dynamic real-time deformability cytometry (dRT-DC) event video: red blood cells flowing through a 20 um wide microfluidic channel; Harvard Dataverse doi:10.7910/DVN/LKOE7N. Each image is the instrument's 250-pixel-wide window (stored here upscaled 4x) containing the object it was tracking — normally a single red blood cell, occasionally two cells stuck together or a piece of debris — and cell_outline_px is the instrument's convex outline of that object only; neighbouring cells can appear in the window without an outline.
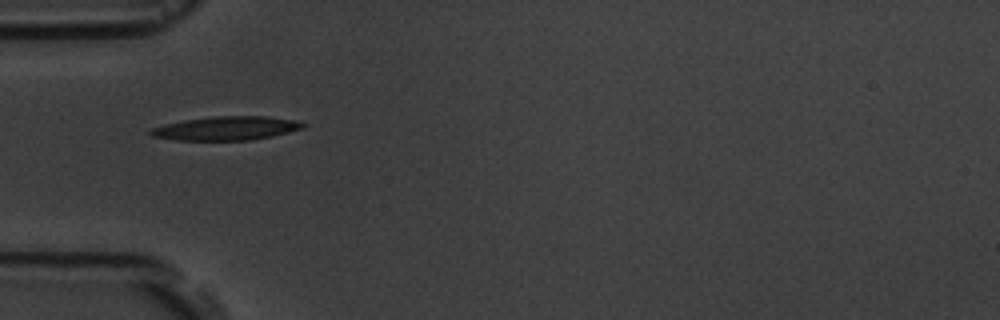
{"species": "common noctule bat (a hibernating species)", "species_latin": "Nyctalus noctula", "temperature_condition": "room temperature", "stored_images_in_passage": 12, "camera_frame_rate_fps": 3000, "um_per_image_px": 0.085, "animal": {"sex": "male", "body_mass_g": 19.5, "forearm_length_mm": 54.6}, "frame": {"image": 1, "passage_image": 1, "time_ms": 0.0, "image_size_px": [1000, 320], "cell_outline_px": [[308, 124], [304, 128], [272, 136], [252, 140], [176, 140], [152, 136], [148, 132], [152, 128], [164, 124], [184, 120], [212, 116], [268, 116], [296, 120]], "centroid_in_image_um": [19.26, 10.9], "position_along_channel_um": 65.7, "area_um2": 21.21}}
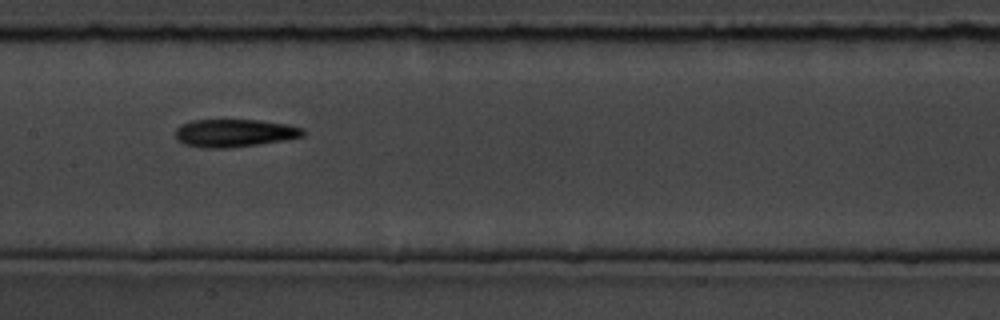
{"frame": {"image": 2, "passage_image": 4, "time_ms": 3.333, "image_size_px": [1000, 320], "cell_outline_px": [[304, 136], [284, 140], [228, 148], [200, 148], [184, 144], [176, 140], [176, 128], [180, 124], [192, 120], [260, 120], [284, 124], [304, 128]], "centroid_in_image_um": [19.88, 11.31], "position_along_channel_um": 187.5, "area_um2": 20.69}}
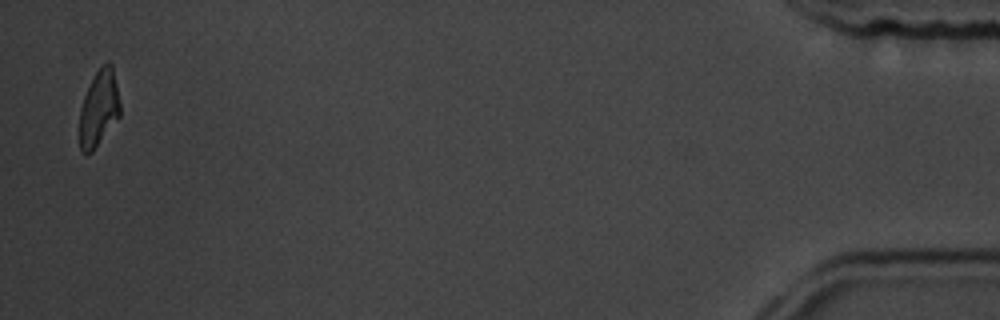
{"frame": {"image": 3, "passage_image": 12, "time_ms": 12.333, "image_size_px": [1000, 320], "cell_outline_px": [[120, 116], [92, 152], [80, 152], [80, 108], [84, 96], [96, 72], [108, 60], [112, 64], [120, 104]], "centroid_in_image_um": [8.41, 9.22], "position_along_channel_um": 426.8, "area_um2": 17.69}, "authors_computed_cell_mechanics": {"area_um2": 20.0277, "velocity_mm_per_s": 3.6706, "shape_relaxation_time_tau1_ms": 3.8434, "shape_relaxation_time_tau2_ms": 8.7682, "deformation_change_tau1": 0.1439, "deformation_change_tau2": 0.1889}}